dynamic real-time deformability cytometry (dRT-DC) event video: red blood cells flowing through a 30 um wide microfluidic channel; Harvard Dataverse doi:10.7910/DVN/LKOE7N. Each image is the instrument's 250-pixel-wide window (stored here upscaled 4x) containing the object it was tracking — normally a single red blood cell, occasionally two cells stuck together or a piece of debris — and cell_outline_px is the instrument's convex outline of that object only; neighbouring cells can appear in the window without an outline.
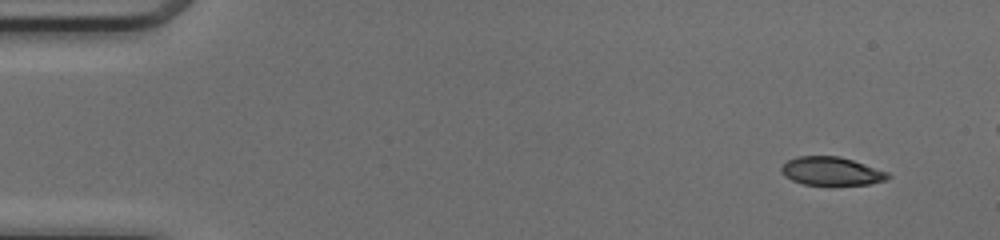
{"species": "common noctule bat (a hibernating species)", "species_latin": "Nyctalus noctula", "temperature_condition": "cold", "stored_images_in_passage": 44, "camera_frame_rate_fps": 3000, "um_per_image_px": 0.085, "animal": {"sex": "female", "body_mass_g": 17.0, "forearm_length_mm": 48.0}, "frame": {"image": 1, "passage_image": 1, "time_ms": 0.0, "image_size_px": [1000, 240], "cell_outline_px": [[892, 176], [888, 180], [868, 184], [804, 184], [792, 180], [784, 176], [780, 172], [780, 168], [788, 160], [796, 156], [840, 156], [888, 172]], "centroid_in_image_um": [70.66, 14.54], "position_along_channel_um": 14.3, "area_um2": 17.51}}
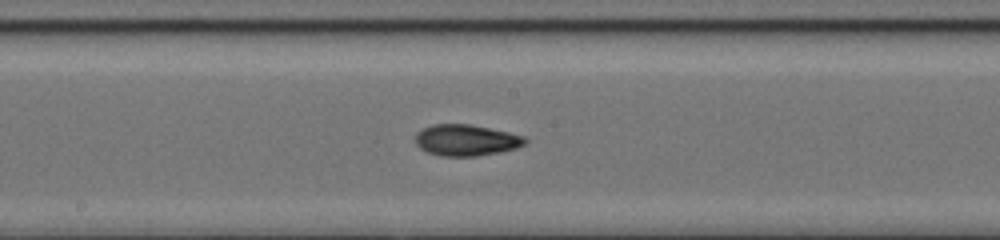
{"frame": {"image": 2, "passage_image": 24, "time_ms": 7.667, "image_size_px": [1000, 240], "cell_outline_px": [[528, 144], [516, 148], [500, 152], [476, 156], [440, 156], [428, 152], [420, 148], [416, 144], [416, 132], [432, 124], [468, 124], [508, 132], [524, 136], [528, 140]], "centroid_in_image_um": [39.64, 11.92], "position_along_channel_um": 208.6, "area_um2": 20.0}}
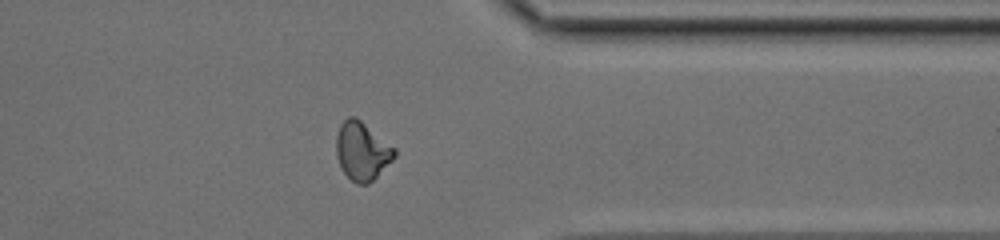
{"frame": {"image": 3, "passage_image": 37, "time_ms": 12.0, "image_size_px": [1000, 240], "cell_outline_px": [[396, 156], [368, 184], [356, 184], [340, 168], [336, 156], [336, 136], [340, 124], [348, 116], [356, 116], [396, 148]], "centroid_in_image_um": [30.76, 12.81], "position_along_channel_um": 380.6, "area_um2": 19.83}}